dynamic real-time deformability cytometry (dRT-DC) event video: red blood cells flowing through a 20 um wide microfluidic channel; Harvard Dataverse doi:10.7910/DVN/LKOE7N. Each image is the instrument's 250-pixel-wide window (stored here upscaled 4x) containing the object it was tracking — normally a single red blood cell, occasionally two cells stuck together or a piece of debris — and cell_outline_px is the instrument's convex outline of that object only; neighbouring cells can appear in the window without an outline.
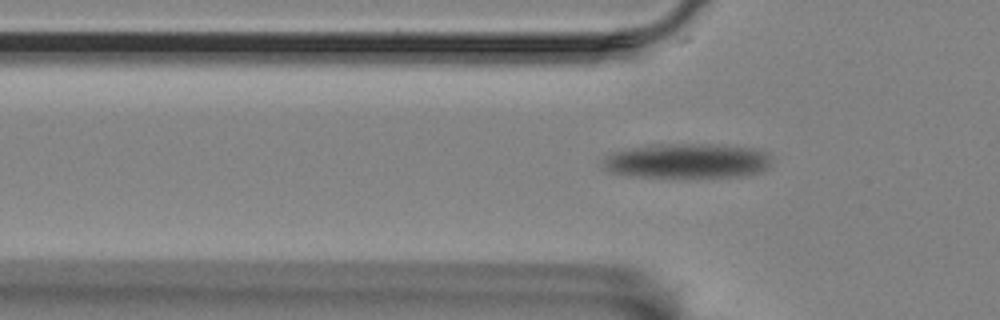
{"species": "Egyptian fruit bat (a non-hibernating species)", "species_latin": "Rousettus aegyptiacus", "temperature_condition": "room temperature", "stored_images_in_passage": 37, "camera_frame_rate_fps": 3000, "um_per_image_px": 0.085, "animal": {"sex": "female"}, "frame": {"image": 1, "passage_image": 5, "time_ms": 1.333, "image_size_px": [1000, 320], "cell_outline_px": [[772, 160], [768, 168], [760, 172], [744, 176], [624, 176], [608, 172], [600, 168], [600, 160], [608, 152], [648, 144], [712, 144], [756, 148], [768, 152], [772, 156]], "centroid_in_image_um": [58.32, 13.65], "position_along_channel_um": 67.5, "area_um2": 34.97}}
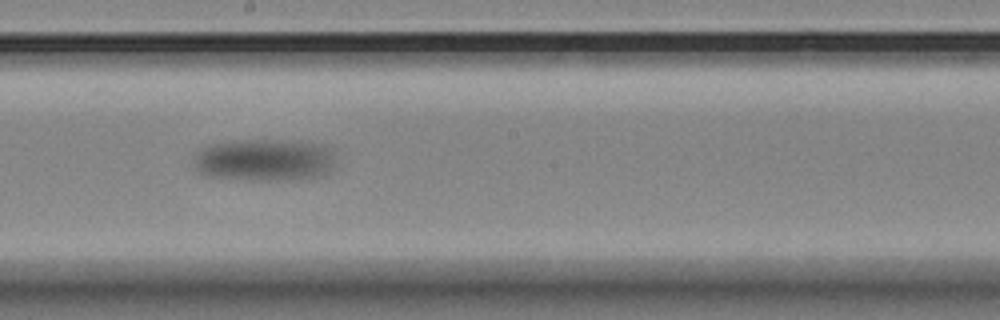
{"frame": {"image": 2, "passage_image": 23, "time_ms": 7.333, "image_size_px": [1000, 320], "cell_outline_px": [[332, 172], [324, 176], [300, 180], [252, 180], [204, 176], [196, 172], [192, 156], [192, 152], [208, 144], [232, 140], [300, 140], [320, 144], [332, 148]], "centroid_in_image_um": [22.43, 13.6], "position_along_channel_um": 225.8, "area_um2": 36.18}}
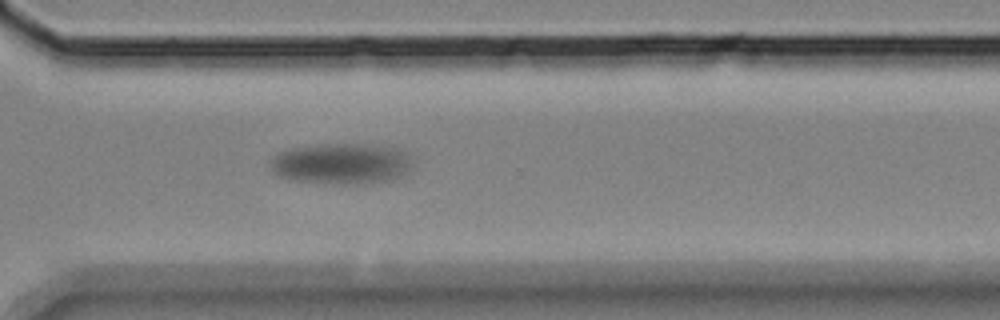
{"frame": {"image": 3, "passage_image": 36, "time_ms": 11.667, "image_size_px": [1000, 320], "cell_outline_px": [[412, 164], [408, 172], [392, 180], [364, 184], [324, 184], [292, 180], [276, 176], [272, 172], [268, 164], [272, 156], [276, 152], [288, 148], [320, 144], [364, 144], [384, 148], [400, 152], [408, 156]], "centroid_in_image_um": [28.87, 13.94], "position_along_channel_um": 341.7, "area_um2": 34.16}}